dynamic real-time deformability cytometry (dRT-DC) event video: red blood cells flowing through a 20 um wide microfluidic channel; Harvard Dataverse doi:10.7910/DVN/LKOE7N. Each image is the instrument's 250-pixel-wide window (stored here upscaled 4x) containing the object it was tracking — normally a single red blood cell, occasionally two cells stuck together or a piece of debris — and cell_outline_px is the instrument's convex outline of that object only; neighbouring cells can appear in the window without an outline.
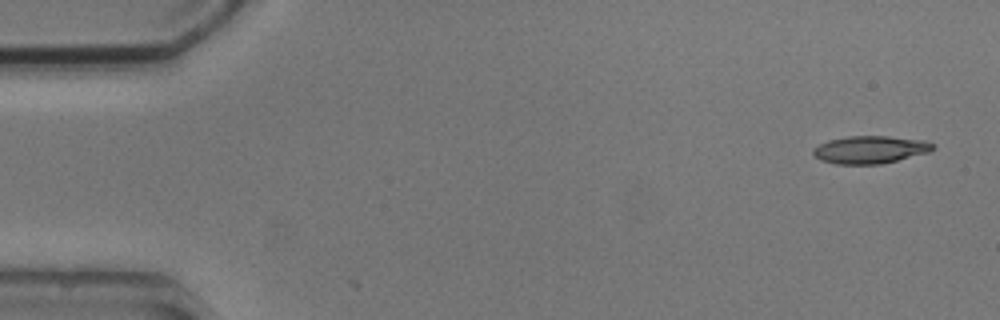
{"species": "common noctule bat (a hibernating species)", "species_latin": "Nyctalus noctula", "temperature_condition": "cold", "stored_images_in_passage": 4, "camera_frame_rate_fps": 3000, "um_per_image_px": 0.085, "animal": {"sex": "male", "body_mass_g": 20.5, "forearm_length_mm": 52.5}, "frame": {"image": 1, "passage_image": 1, "time_ms": 0.0, "image_size_px": [1000, 320], "cell_outline_px": [[936, 148], [928, 152], [880, 164], [836, 164], [820, 160], [812, 152], [812, 148], [828, 140], [848, 136], [888, 136], [928, 140], [936, 144]], "centroid_in_image_um": [73.99, 12.71], "position_along_channel_um": 11.0, "area_um2": 19.36}}
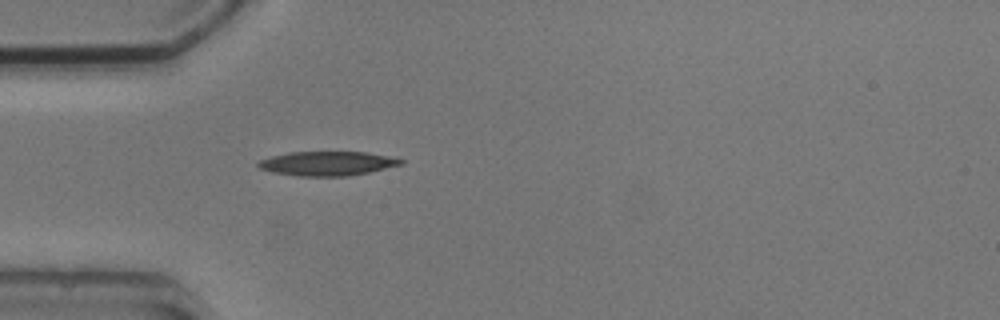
{"frame": {"image": 2, "passage_image": 4, "time_ms": 4.333, "image_size_px": [1000, 320], "cell_outline_px": [[404, 164], [368, 172], [348, 176], [300, 176], [272, 172], [260, 168], [256, 164], [260, 160], [272, 156], [288, 152], [364, 152], [388, 156], [404, 160]], "centroid_in_image_um": [27.82, 13.89], "position_along_channel_um": 57.2, "area_um2": 20.0}}